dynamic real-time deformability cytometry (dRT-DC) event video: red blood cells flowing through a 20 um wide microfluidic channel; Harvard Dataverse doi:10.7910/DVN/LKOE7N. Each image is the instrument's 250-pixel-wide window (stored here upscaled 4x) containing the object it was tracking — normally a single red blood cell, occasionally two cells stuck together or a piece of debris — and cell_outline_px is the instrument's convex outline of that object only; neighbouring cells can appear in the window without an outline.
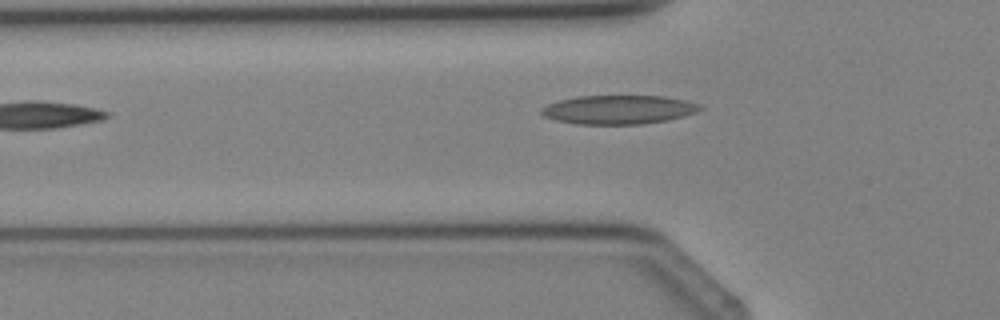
{"species": "Egyptian fruit bat (a non-hibernating species)", "species_latin": "Rousettus aegyptiacus", "temperature_condition": "cold", "stored_images_in_passage": 3, "camera_frame_rate_fps": 3000, "um_per_image_px": 0.085, "animal": {"sex": "female"}, "frame": {"image": 1, "passage_image": 3, "time_ms": 2.333, "image_size_px": [1000, 320], "cell_outline_px": [[704, 108], [696, 112], [684, 116], [668, 120], [644, 124], [576, 124], [556, 120], [544, 116], [540, 112], [540, 108], [548, 104], [560, 100], [580, 96], [664, 96], [684, 100], [700, 104]], "centroid_in_image_um": [52.59, 9.32], "position_along_channel_um": 73.2, "area_um2": 26.7}}